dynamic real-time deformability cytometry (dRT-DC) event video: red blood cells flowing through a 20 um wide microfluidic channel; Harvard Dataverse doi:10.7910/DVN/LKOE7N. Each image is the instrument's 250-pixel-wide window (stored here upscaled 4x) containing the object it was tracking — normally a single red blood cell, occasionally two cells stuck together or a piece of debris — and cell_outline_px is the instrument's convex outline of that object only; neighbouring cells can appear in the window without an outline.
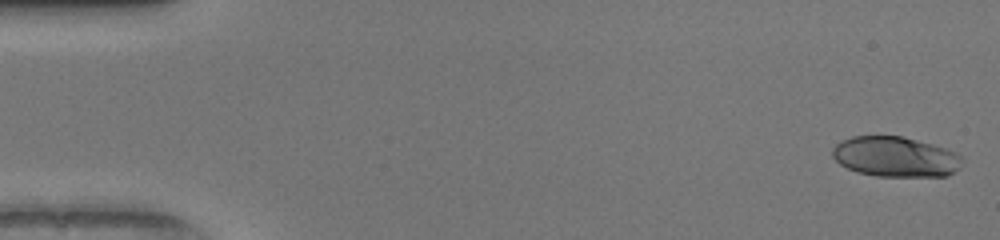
{"species": "human", "species_latin": "Homo sapiens", "temperature_condition": "warm", "stored_images_in_passage": 50, "camera_frame_rate_fps": 3000, "um_per_image_px": 0.085, "donor": {"sex": "female"}, "frame": {"image": 1, "passage_image": 1, "time_ms": 0.0, "image_size_px": [1000, 240], "cell_outline_px": [[964, 160], [948, 176], [876, 176], [856, 172], [840, 164], [832, 156], [832, 148], [840, 140], [852, 136], [904, 136], [932, 144], [956, 152]], "centroid_in_image_um": [76.07, 13.32], "position_along_channel_um": 8.9, "area_um2": 30.4}}
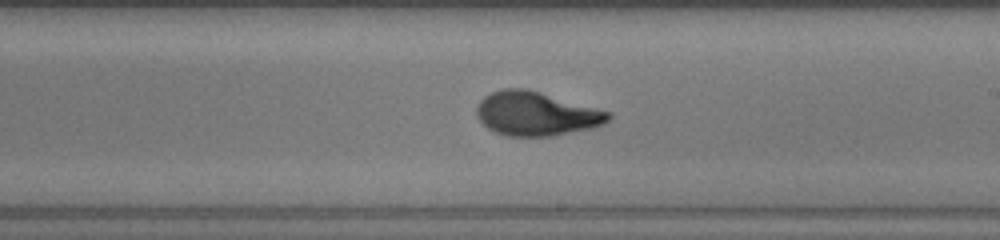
{"frame": {"image": 2, "passage_image": 29, "time_ms": 9.333, "image_size_px": [1000, 240], "cell_outline_px": [[612, 116], [604, 124], [592, 128], [552, 136], [508, 136], [496, 132], [488, 128], [476, 116], [476, 108], [480, 100], [484, 96], [492, 92], [504, 88], [524, 88], [540, 92], [612, 112]], "centroid_in_image_um": [45.58, 9.66], "position_along_channel_um": 243.4, "area_um2": 33.7}}
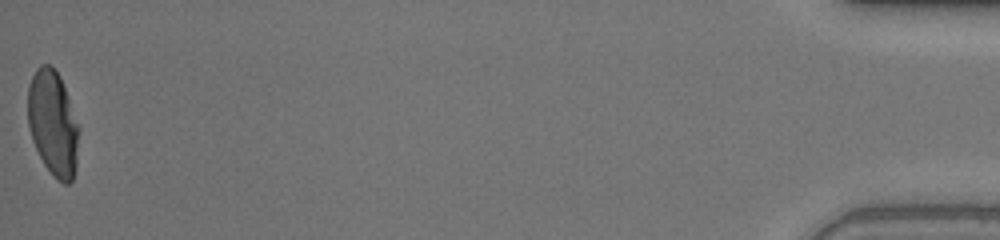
{"frame": {"image": 3, "passage_image": 50, "time_ms": 16.333, "image_size_px": [1000, 240], "cell_outline_px": [[80, 128], [76, 168], [72, 180], [68, 184], [64, 184], [56, 180], [52, 176], [44, 164], [32, 140], [28, 124], [28, 84], [36, 68], [40, 64], [48, 64], [60, 76]], "centroid_in_image_um": [4.51, 10.51], "position_along_channel_um": 430.7, "area_um2": 31.56}, "authors_computed_cell_mechanics": {"area_um2": 32.2235, "velocity_mm_per_s": 4.144, "shape_relaxation_time_tau1_ms": 5.3705, "shape_relaxation_time_tau2_ms": 0.9264, "deformation_change_tau1": 0.2396, "deformation_change_tau2": 0.0633}}